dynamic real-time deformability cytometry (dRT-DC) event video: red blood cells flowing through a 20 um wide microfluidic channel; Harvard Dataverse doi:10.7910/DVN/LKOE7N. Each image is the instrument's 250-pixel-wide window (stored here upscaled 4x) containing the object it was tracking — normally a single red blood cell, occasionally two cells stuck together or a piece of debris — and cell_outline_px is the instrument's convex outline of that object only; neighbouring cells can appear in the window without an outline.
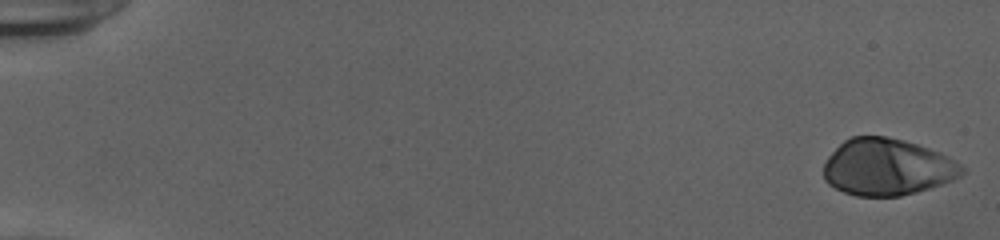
{"species": "human", "species_latin": "Homo sapiens", "temperature_condition": "cold", "stored_images_in_passage": 53, "camera_frame_rate_fps": 3000, "um_per_image_px": 0.085, "donor": {"sex": "female"}, "frame": {"image": 1, "passage_image": 1, "time_ms": 0.0, "image_size_px": [1000, 240], "cell_outline_px": [[964, 172], [960, 176], [952, 180], [916, 192], [900, 196], [856, 196], [844, 192], [828, 184], [824, 180], [824, 164], [828, 156], [844, 140], [852, 136], [884, 136], [904, 140], [940, 152], [948, 156], [964, 168]], "centroid_in_image_um": [75.39, 14.2], "position_along_channel_um": 9.6, "area_um2": 45.55}}
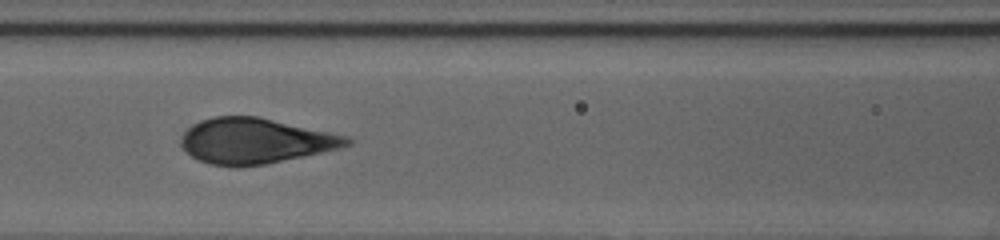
{"frame": {"image": 2, "passage_image": 25, "time_ms": 8.0, "image_size_px": [1000, 240], "cell_outline_px": [[352, 144], [340, 148], [264, 164], [208, 164], [196, 160], [184, 148], [184, 132], [188, 128], [200, 120], [216, 116], [256, 116], [348, 136], [352, 140]], "centroid_in_image_um": [21.73, 11.95], "position_along_channel_um": 144.9, "area_um2": 42.66}}
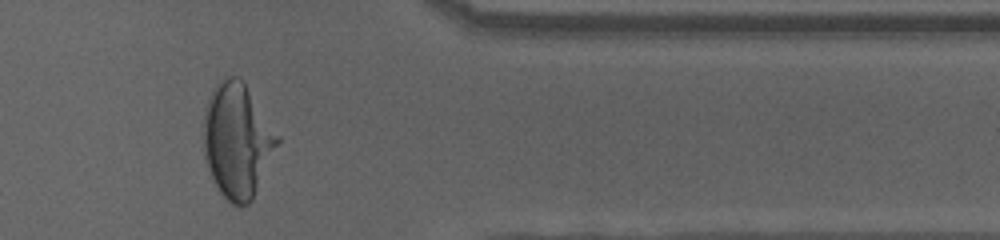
{"frame": {"image": 3, "passage_image": 45, "time_ms": 14.667, "image_size_px": [1000, 240], "cell_outline_px": [[280, 140], [252, 200], [248, 204], [232, 204], [220, 192], [208, 168], [204, 156], [204, 108], [212, 88], [224, 76], [236, 76], [244, 84], [280, 136]], "centroid_in_image_um": [20.15, 11.92], "position_along_channel_um": 391.2, "area_um2": 48.67}, "authors_computed_cell_mechanics": {"area_um2": 44.6216, "velocity_mm_per_s": 3.8841, "shape_relaxation_time_tau1_ms": 6.1061, "shape_relaxation_time_tau2_ms": null, "deformation_change_tau1": 0.2605, "deformation_change_tau2": null}}